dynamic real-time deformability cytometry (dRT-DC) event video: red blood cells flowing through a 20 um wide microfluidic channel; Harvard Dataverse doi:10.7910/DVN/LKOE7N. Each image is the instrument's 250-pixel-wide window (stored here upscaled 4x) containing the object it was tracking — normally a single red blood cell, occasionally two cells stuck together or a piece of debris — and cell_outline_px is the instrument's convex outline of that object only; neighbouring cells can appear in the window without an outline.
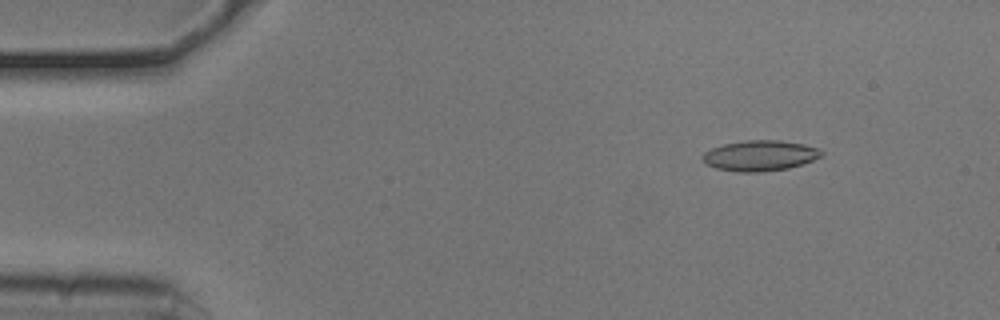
{"species": "common noctule bat (a hibernating species)", "species_latin": "Nyctalus noctula", "temperature_condition": "cold", "stored_images_in_passage": 54, "camera_frame_rate_fps": 3000, "um_per_image_px": 0.085, "animal": {"sex": "male", "body_mass_g": 20.5, "forearm_length_mm": 52.5}, "frame": {"image": 1, "passage_image": 7, "time_ms": 2.0, "image_size_px": [1000, 320], "cell_outline_px": [[824, 152], [820, 156], [812, 160], [788, 168], [760, 172], [736, 172], [716, 168], [708, 164], [700, 156], [704, 152], [712, 148], [724, 144], [744, 140], [780, 140], [804, 144], [820, 148]], "centroid_in_image_um": [64.59, 13.22], "position_along_channel_um": 20.4, "area_um2": 21.1}}
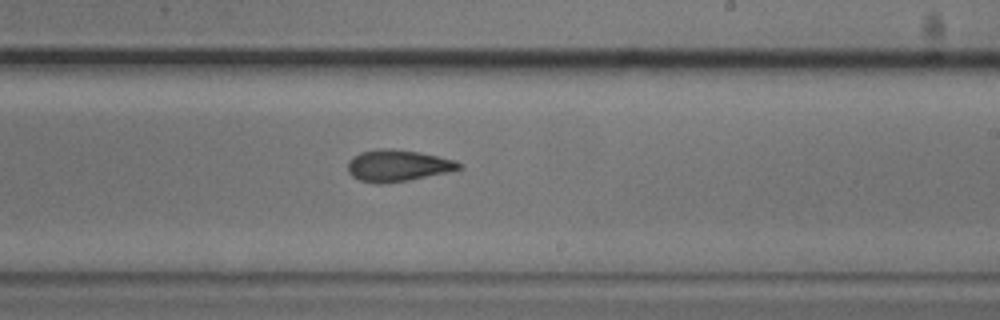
{"frame": {"image": 2, "passage_image": 32, "time_ms": 10.333, "image_size_px": [1000, 320], "cell_outline_px": [[464, 168], [460, 172], [384, 184], [376, 184], [360, 180], [352, 176], [348, 172], [348, 160], [352, 156], [360, 152], [380, 148], [392, 148], [420, 152], [456, 160], [464, 164]], "centroid_in_image_um": [33.92, 14.09], "position_along_channel_um": 255.1, "area_um2": 21.39}}
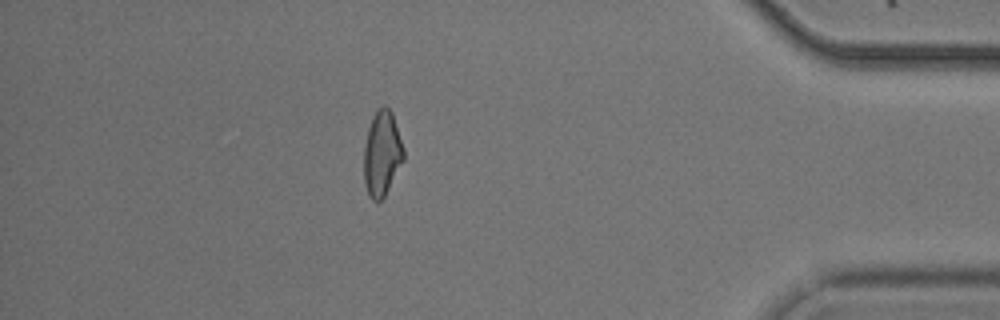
{"frame": {"image": 3, "passage_image": 47, "time_ms": 15.333, "image_size_px": [1000, 320], "cell_outline_px": [[404, 160], [384, 196], [380, 200], [372, 200], [368, 196], [364, 184], [364, 144], [368, 128], [372, 116], [376, 108], [380, 104], [384, 104], [392, 112], [404, 148]], "centroid_in_image_um": [32.46, 13.0], "position_along_channel_um": 402.7, "area_um2": 19.94}, "authors_computed_cell_mechanics": {"area_um2": 20.3167, "velocity_mm_per_s": 3.7933, "shape_relaxation_time_tau1_ms": 4.4791, "shape_relaxation_time_tau2_ms": 3.6414, "deformation_change_tau1": 0.1057, "deformation_change_tau2": 0.1166}}